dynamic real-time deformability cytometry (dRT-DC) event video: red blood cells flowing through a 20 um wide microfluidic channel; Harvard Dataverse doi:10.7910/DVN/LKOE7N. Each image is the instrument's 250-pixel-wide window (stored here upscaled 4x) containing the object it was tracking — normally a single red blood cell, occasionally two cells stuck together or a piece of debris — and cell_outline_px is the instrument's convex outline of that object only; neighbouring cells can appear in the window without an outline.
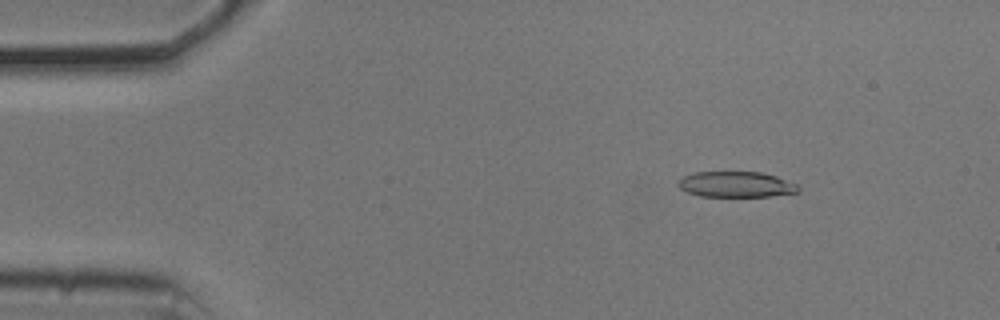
{"species": "common noctule bat (a hibernating species)", "species_latin": "Nyctalus noctula", "temperature_condition": "cold", "stored_images_in_passage": 55, "camera_frame_rate_fps": 3000, "um_per_image_px": 0.085, "animal": {"sex": "male", "body_mass_g": 20.5, "forearm_length_mm": 52.5}, "frame": {"image": 1, "passage_image": 8, "time_ms": 2.333, "image_size_px": [1000, 320], "cell_outline_px": [[800, 192], [772, 196], [700, 196], [688, 192], [680, 188], [676, 184], [684, 176], [692, 172], [760, 172], [776, 176], [796, 184], [800, 188]], "centroid_in_image_um": [62.57, 15.67], "position_along_channel_um": 22.4, "area_um2": 17.92}}
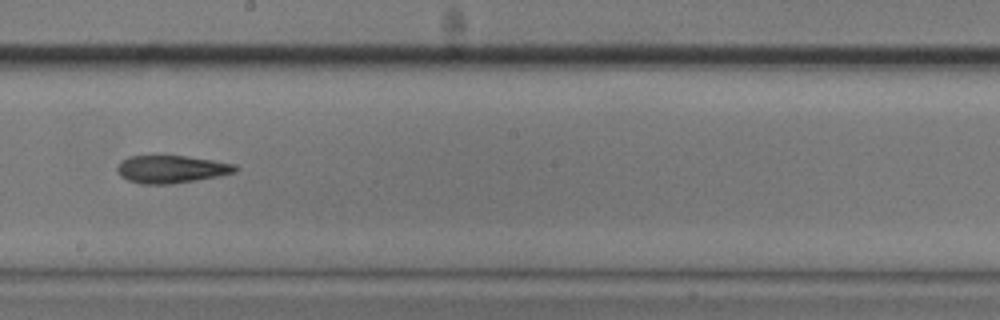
{"frame": {"image": 2, "passage_image": 31, "time_ms": 10.0, "image_size_px": [1000, 320], "cell_outline_px": [[240, 168], [236, 172], [220, 176], [172, 184], [140, 184], [128, 180], [120, 176], [116, 168], [120, 160], [128, 156], [188, 156], [236, 164]], "centroid_in_image_um": [14.57, 14.38], "position_along_channel_um": 233.6, "area_um2": 19.25}}
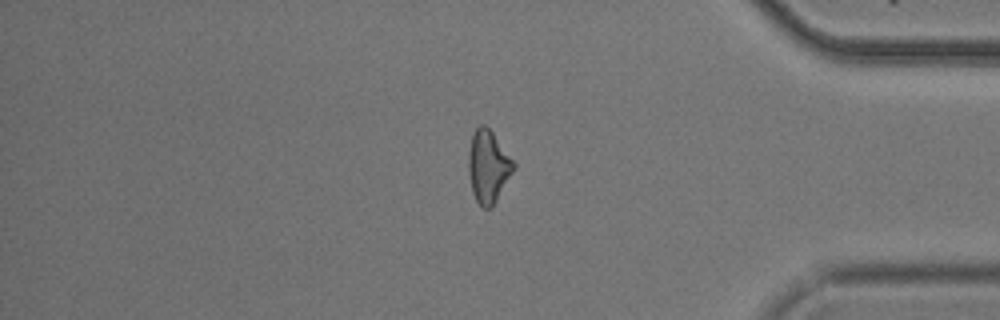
{"frame": {"image": 3, "passage_image": 46, "time_ms": 15.0, "image_size_px": [1000, 320], "cell_outline_px": [[516, 168], [492, 208], [484, 208], [476, 200], [472, 192], [468, 172], [468, 152], [472, 132], [480, 124], [484, 124], [492, 132], [516, 164]], "centroid_in_image_um": [41.49, 14.15], "position_along_channel_um": 393.7, "area_um2": 19.19}, "authors_computed_cell_mechanics": {"area_um2": 19.4208, "velocity_mm_per_s": 3.7162, "shape_relaxation_time_tau1_ms": 3.5554, "shape_relaxation_time_tau2_ms": 4.4024, "deformation_change_tau1": 0.1096, "deformation_change_tau2": 0.1441}}